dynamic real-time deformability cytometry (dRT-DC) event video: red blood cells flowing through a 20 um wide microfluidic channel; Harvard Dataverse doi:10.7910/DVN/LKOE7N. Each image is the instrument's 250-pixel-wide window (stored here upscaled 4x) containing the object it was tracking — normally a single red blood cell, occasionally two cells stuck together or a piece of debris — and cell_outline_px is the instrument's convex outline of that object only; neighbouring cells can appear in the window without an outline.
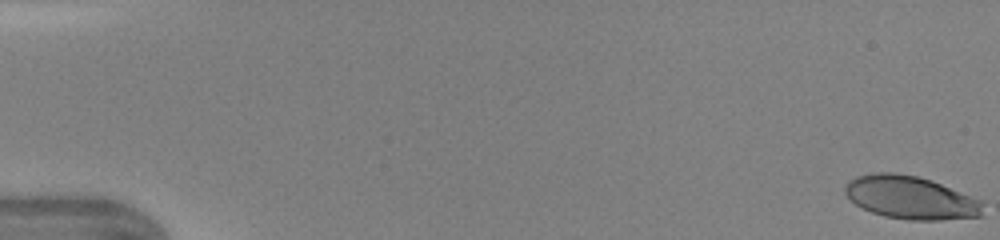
{"species": "human", "species_latin": "Homo sapiens", "temperature_condition": "warm", "stored_images_in_passage": 45, "camera_frame_rate_fps": 3000, "um_per_image_px": 0.085, "donor": {"sex": "female"}, "frame": {"image": 1, "passage_image": 1, "time_ms": 0.0, "image_size_px": [1000, 240], "cell_outline_px": [[984, 216], [940, 220], [908, 220], [884, 216], [872, 212], [856, 204], [844, 192], [844, 188], [848, 180], [856, 176], [872, 172], [896, 172], [916, 176], [932, 180], [984, 200]], "centroid_in_image_um": [77.46, 16.79], "position_along_channel_um": 7.5, "area_um2": 35.08}}
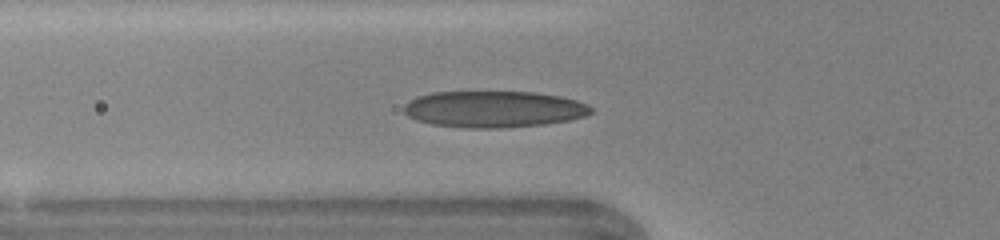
{"frame": {"image": 2, "passage_image": 17, "time_ms": 5.333, "image_size_px": [1000, 240], "cell_outline_px": [[592, 112], [584, 116], [568, 120], [544, 124], [500, 128], [468, 128], [432, 124], [416, 120], [408, 116], [404, 112], [404, 104], [408, 100], [416, 96], [432, 92], [532, 92], [560, 96], [576, 100], [588, 104], [592, 108]], "centroid_in_image_um": [41.94, 9.27], "position_along_channel_um": 83.9, "area_um2": 39.82}}
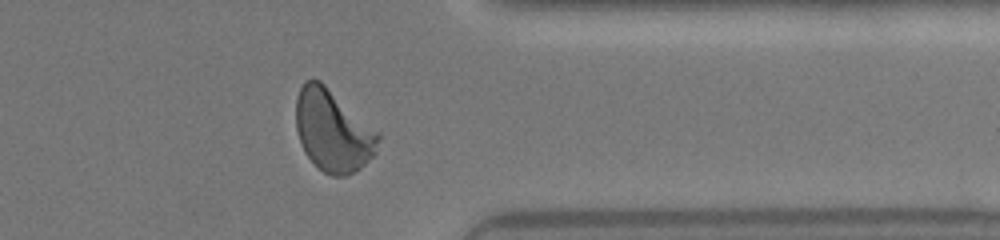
{"frame": {"image": 3, "passage_image": 37, "time_ms": 12.0, "image_size_px": [1000, 240], "cell_outline_px": [[380, 136], [376, 152], [360, 168], [348, 176], [332, 176], [324, 172], [304, 152], [296, 128], [296, 100], [300, 88], [308, 80], [320, 80], [380, 132]], "centroid_in_image_um": [28.32, 11.11], "position_along_channel_um": 383.1, "area_um2": 39.02}}